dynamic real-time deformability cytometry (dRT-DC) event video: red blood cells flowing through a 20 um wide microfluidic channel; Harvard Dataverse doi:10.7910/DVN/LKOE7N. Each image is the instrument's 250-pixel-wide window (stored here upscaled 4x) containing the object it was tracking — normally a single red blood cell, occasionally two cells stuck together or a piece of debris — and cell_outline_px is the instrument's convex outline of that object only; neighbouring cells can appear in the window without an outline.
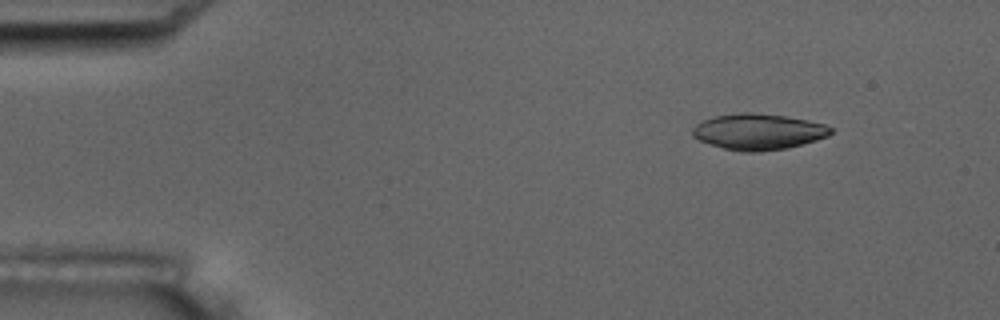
{"species": "common noctule bat (a hibernating species)", "species_latin": "Nyctalus noctula", "temperature_condition": "room temperature", "stored_images_in_passage": 5, "camera_frame_rate_fps": 3000, "um_per_image_px": 0.085, "animal": {"sex": "male", "body_mass_g": 17.5, "forearm_length_mm": 52.3}, "frame": {"image": 1, "passage_image": 2, "time_ms": 1.0, "image_size_px": [1000, 320], "cell_outline_px": [[836, 128], [828, 136], [816, 140], [784, 148], [756, 152], [740, 152], [724, 148], [700, 140], [692, 136], [692, 128], [696, 124], [712, 116], [740, 112], [752, 112], [784, 116], [808, 120], [824, 124]], "centroid_in_image_um": [64.45, 11.18], "position_along_channel_um": 20.5, "area_um2": 28.96}}
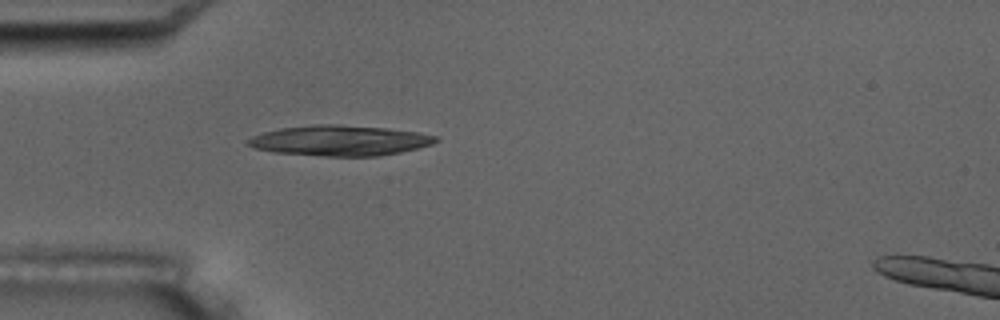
{"frame": {"image": 2, "passage_image": 5, "time_ms": 4.333, "image_size_px": [1000, 320], "cell_outline_px": [[440, 140], [432, 144], [400, 152], [380, 156], [324, 156], [272, 152], [256, 148], [244, 144], [244, 140], [252, 136], [264, 132], [280, 128], [312, 124], [336, 124], [388, 128], [420, 132], [440, 136]], "centroid_in_image_um": [28.88, 11.94], "position_along_channel_um": 56.1, "area_um2": 33.64}}